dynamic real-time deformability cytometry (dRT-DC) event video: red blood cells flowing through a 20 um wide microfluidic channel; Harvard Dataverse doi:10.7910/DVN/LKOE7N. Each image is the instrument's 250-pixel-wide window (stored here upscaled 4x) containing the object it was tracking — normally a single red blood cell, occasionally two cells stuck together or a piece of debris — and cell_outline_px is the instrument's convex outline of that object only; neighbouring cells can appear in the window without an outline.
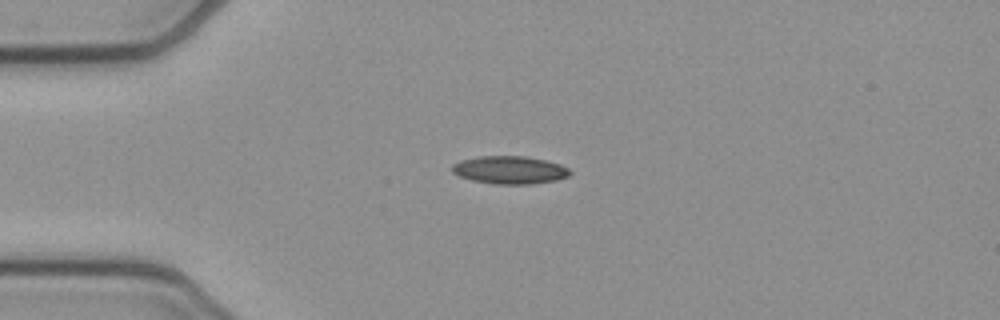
{"species": "common noctule bat (a hibernating species)", "species_latin": "Nyctalus noctula", "temperature_condition": "cold", "stored_images_in_passage": 34, "camera_frame_rate_fps": 3000, "um_per_image_px": 0.085, "animal": {"sex": "female", "body_mass_g": 21.9}, "frame": {"image": 1, "passage_image": 1, "time_ms": 0.0, "image_size_px": [1000, 320], "cell_outline_px": [[572, 172], [568, 176], [556, 180], [532, 184], [496, 184], [472, 180], [460, 176], [452, 172], [452, 164], [460, 160], [480, 156], [524, 156], [544, 160], [560, 164], [568, 168]], "centroid_in_image_um": [43.32, 14.44], "position_along_channel_um": 41.7, "area_um2": 19.07}}
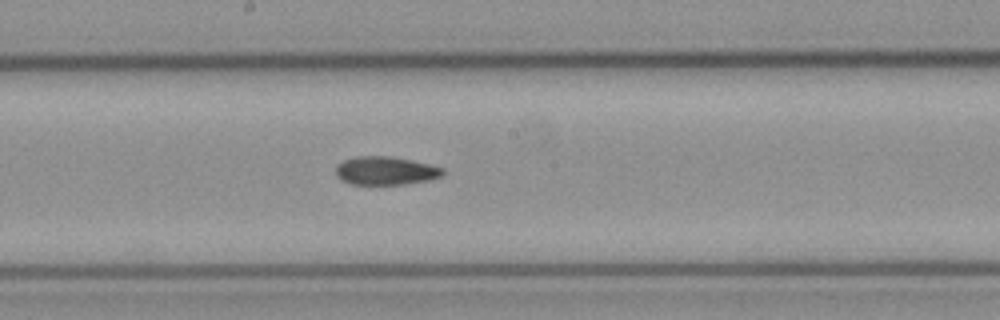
{"frame": {"image": 2, "passage_image": 16, "time_ms": 5.0, "image_size_px": [1000, 320], "cell_outline_px": [[444, 176], [428, 180], [404, 184], [352, 184], [340, 180], [336, 176], [336, 164], [344, 160], [356, 156], [388, 156], [428, 164], [444, 168]], "centroid_in_image_um": [32.75, 14.51], "position_along_channel_um": 215.5, "area_um2": 17.63}}
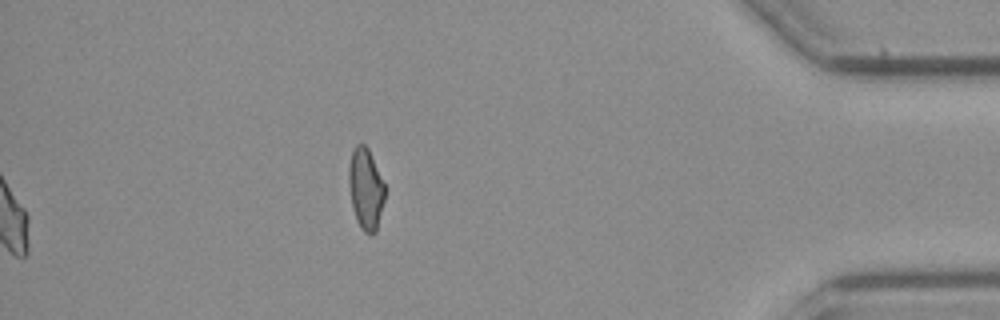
{"frame": {"image": 3, "passage_image": 34, "time_ms": 11.0, "image_size_px": [1000, 320], "cell_outline_px": [[384, 200], [376, 232], [372, 236], [364, 232], [360, 228], [356, 220], [352, 208], [348, 180], [348, 168], [352, 148], [356, 144], [364, 144], [368, 148], [384, 184]], "centroid_in_image_um": [31.06, 16.07], "position_along_channel_um": 404.1, "area_um2": 17.17}, "authors_computed_cell_mechanics": {"area_um2": 18.496, "velocity_mm_per_s": 3.9412, "shape_relaxation_time_tau1_ms": null, "shape_relaxation_time_tau2_ms": 11.3727, "deformation_change_tau1": null, "deformation_change_tau2": 0.1972}}